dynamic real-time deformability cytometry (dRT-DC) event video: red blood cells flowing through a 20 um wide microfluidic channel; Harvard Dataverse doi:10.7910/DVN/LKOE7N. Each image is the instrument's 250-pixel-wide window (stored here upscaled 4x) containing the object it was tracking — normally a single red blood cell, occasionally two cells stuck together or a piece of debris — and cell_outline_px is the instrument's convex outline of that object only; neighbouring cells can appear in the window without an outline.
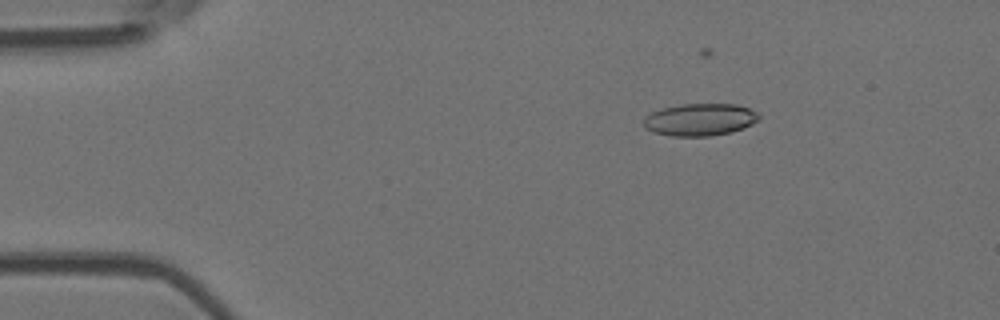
{"species": "Egyptian fruit bat (a non-hibernating species)", "species_latin": "Rousettus aegyptiacus", "temperature_condition": "room temperature", "stored_images_in_passage": 37, "camera_frame_rate_fps": 3000, "um_per_image_px": 0.085, "animal": {"sex": "female"}, "frame": {"image": 1, "passage_image": 10, "time_ms": 3.0, "image_size_px": [1000, 320], "cell_outline_px": [[760, 120], [744, 128], [732, 132], [708, 136], [672, 136], [656, 132], [644, 128], [644, 116], [660, 108], [680, 104], [736, 104], [748, 108], [756, 112], [760, 116]], "centroid_in_image_um": [59.5, 10.16], "position_along_channel_um": 25.5, "area_um2": 21.79}}
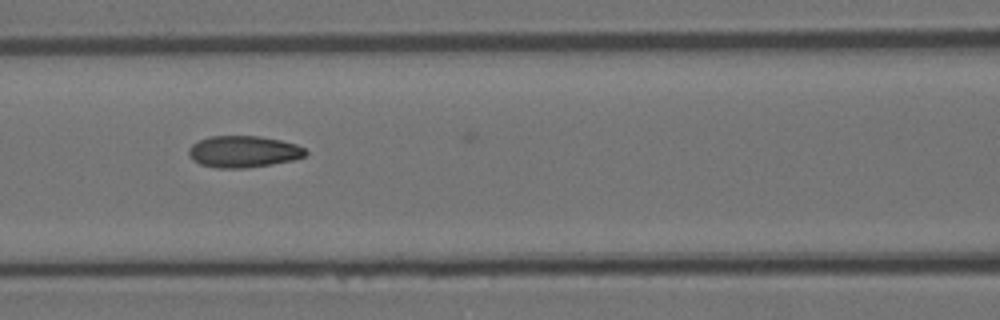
{"frame": {"image": 2, "passage_image": 25, "time_ms": 8.0, "image_size_px": [1000, 320], "cell_outline_px": [[308, 152], [304, 156], [292, 160], [272, 164], [244, 168], [216, 168], [200, 164], [192, 160], [188, 156], [188, 148], [192, 144], [208, 136], [260, 136], [280, 140], [296, 144], [304, 148]], "centroid_in_image_um": [20.66, 12.89], "position_along_channel_um": 145.9, "area_um2": 21.62}}
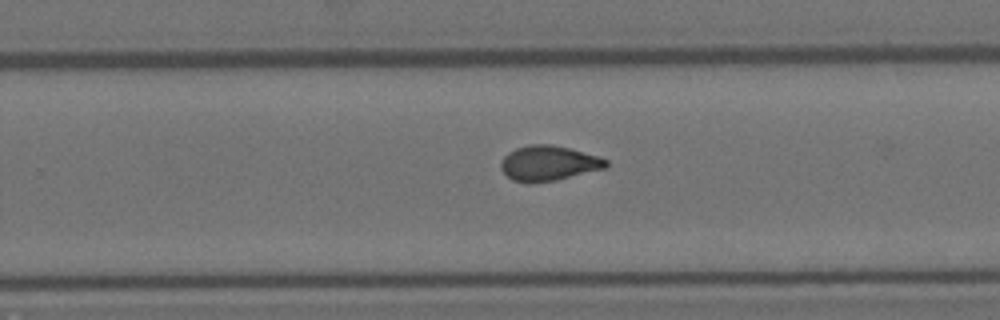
{"frame": {"image": 3, "passage_image": 36, "time_ms": 11.667, "image_size_px": [1000, 320], "cell_outline_px": [[608, 164], [604, 168], [556, 180], [528, 184], [512, 180], [500, 168], [500, 164], [504, 156], [508, 152], [516, 148], [532, 144], [552, 144], [568, 148], [596, 156], [608, 160]], "centroid_in_image_um": [46.58, 13.88], "position_along_channel_um": 283.2, "area_um2": 21.33}}